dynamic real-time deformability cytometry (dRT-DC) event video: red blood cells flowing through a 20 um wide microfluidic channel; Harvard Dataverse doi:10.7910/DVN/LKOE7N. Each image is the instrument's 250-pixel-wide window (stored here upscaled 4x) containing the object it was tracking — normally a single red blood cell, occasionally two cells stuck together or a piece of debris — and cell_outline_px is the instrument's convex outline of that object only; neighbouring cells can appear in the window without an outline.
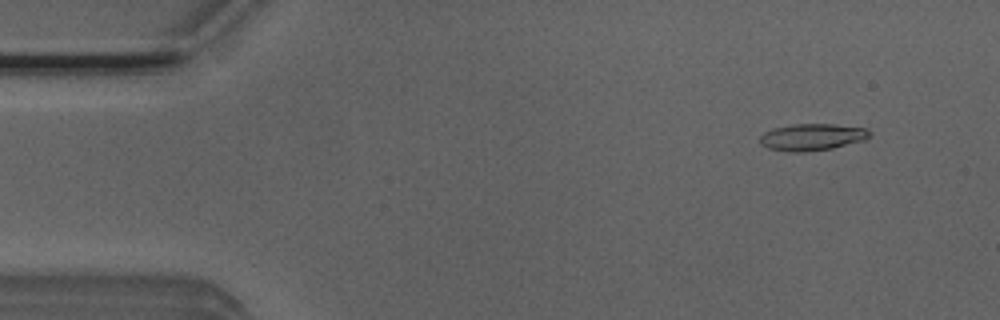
{"species": "Egyptian fruit bat (a non-hibernating species)", "species_latin": "Rousettus aegyptiacus", "temperature_condition": "room temperature", "stored_images_in_passage": 4, "camera_frame_rate_fps": 3000, "um_per_image_px": 0.085, "animal": {"sex": "male"}, "frame": {"image": 1, "passage_image": 2, "time_ms": 0.333, "image_size_px": [1000, 320], "cell_outline_px": [[872, 136], [864, 140], [832, 148], [804, 152], [792, 152], [768, 148], [760, 144], [760, 136], [764, 132], [772, 128], [796, 124], [836, 124], [868, 128], [872, 132]], "centroid_in_image_um": [69.06, 11.64], "position_along_channel_um": 15.9, "area_um2": 17.28}}